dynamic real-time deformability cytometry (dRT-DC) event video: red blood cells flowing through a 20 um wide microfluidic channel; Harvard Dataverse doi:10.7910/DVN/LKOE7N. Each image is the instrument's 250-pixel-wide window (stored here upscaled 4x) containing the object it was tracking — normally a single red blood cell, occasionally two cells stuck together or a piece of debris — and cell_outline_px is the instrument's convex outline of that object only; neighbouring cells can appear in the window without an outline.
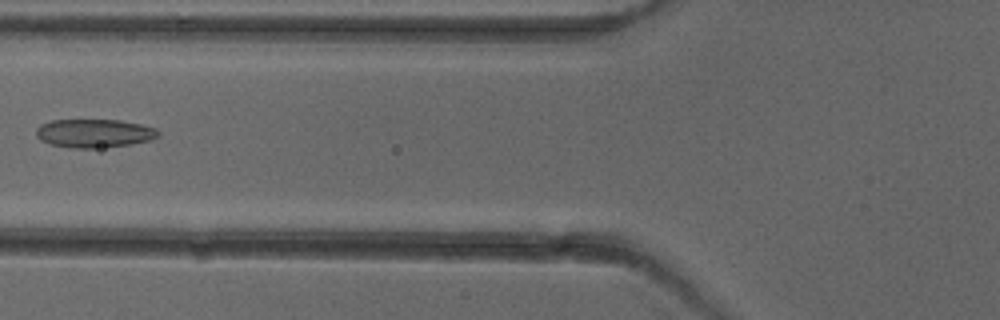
{"species": "common noctule bat (a hibernating species)", "species_latin": "Nyctalus noctula", "temperature_condition": "cold", "stored_images_in_passage": 8, "camera_frame_rate_fps": 3000, "um_per_image_px": 0.085, "animal": {"sex": "female"}, "frame": {"image": 1, "passage_image": 6, "time_ms": 6.0, "image_size_px": [1000, 320], "cell_outline_px": [[160, 136], [148, 140], [132, 144], [100, 148], [72, 148], [52, 144], [40, 140], [36, 136], [36, 128], [40, 124], [52, 120], [120, 120], [140, 124], [156, 128], [160, 132]], "centroid_in_image_um": [8.01, 11.33], "position_along_channel_um": 117.8, "area_um2": 20.35}}
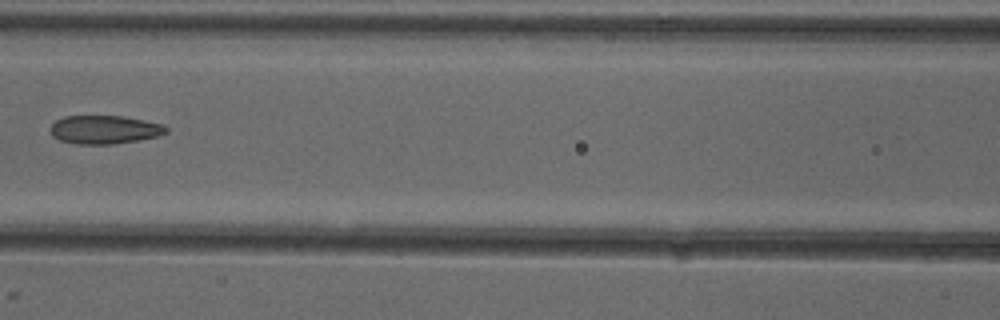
{"frame": {"image": 2, "passage_image": 7, "time_ms": 7.0, "image_size_px": [1000, 320], "cell_outline_px": [[168, 132], [160, 136], [112, 144], [76, 144], [60, 140], [52, 136], [48, 128], [56, 120], [64, 116], [124, 116], [164, 124], [168, 128]], "centroid_in_image_um": [8.88, 11.01], "position_along_channel_um": 157.7, "area_um2": 19.36}}
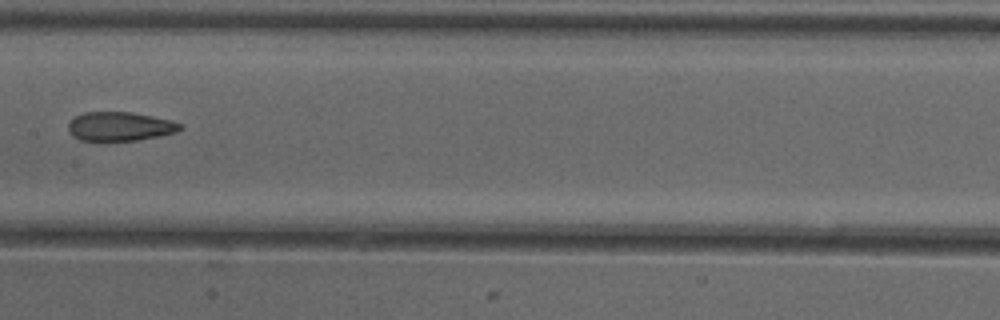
{"frame": {"image": 3, "passage_image": 8, "time_ms": 8.0, "image_size_px": [1000, 320], "cell_outline_px": [[184, 128], [176, 132], [160, 136], [136, 140], [80, 140], [72, 136], [68, 128], [68, 124], [76, 116], [84, 112], [132, 112], [172, 120], [180, 124]], "centroid_in_image_um": [10.21, 10.74], "position_along_channel_um": 197.2, "area_um2": 18.79}}